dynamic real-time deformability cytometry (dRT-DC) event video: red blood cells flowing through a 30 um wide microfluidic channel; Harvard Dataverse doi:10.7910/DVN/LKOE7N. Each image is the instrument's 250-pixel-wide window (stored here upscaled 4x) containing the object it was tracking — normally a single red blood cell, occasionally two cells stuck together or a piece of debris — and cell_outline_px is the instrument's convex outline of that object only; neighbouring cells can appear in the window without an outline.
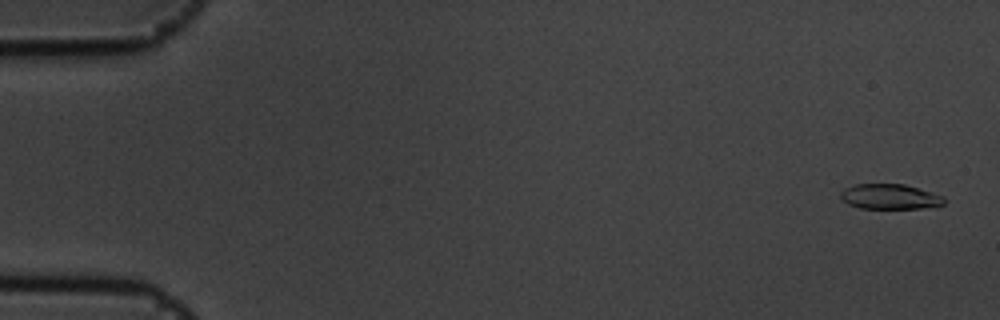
{"species": "common noctule bat (a hibernating species)", "species_latin": "Nyctalus noctula", "temperature_condition": "cold", "stored_images_in_passage": 56, "camera_frame_rate_fps": 3000, "um_per_image_px": 0.085, "animal": {"sex": "male", "body_mass_g": 19.5, "forearm_length_mm": 54.6}, "frame": {"image": 1, "passage_image": 2, "time_ms": 0.333, "image_size_px": [1000, 320], "cell_outline_px": [[944, 204], [936, 208], [860, 208], [848, 204], [840, 200], [840, 192], [844, 188], [856, 184], [904, 184], [944, 196]], "centroid_in_image_um": [75.64, 16.72], "position_along_channel_um": 9.4, "area_um2": 15.32}}
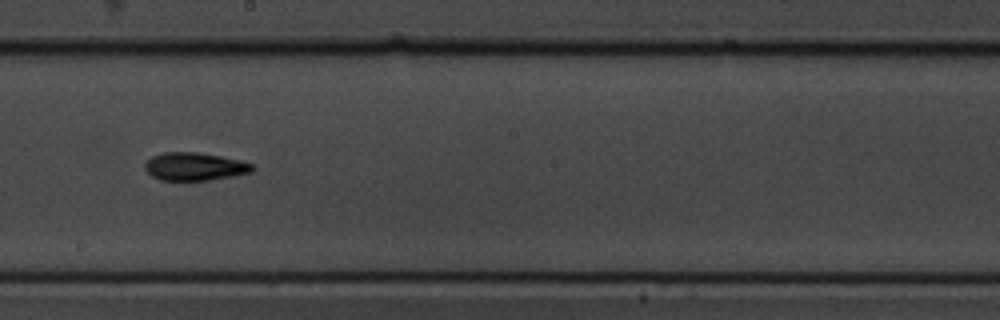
{"frame": {"image": 2, "passage_image": 32, "time_ms": 10.333, "image_size_px": [1000, 320], "cell_outline_px": [[256, 168], [252, 172], [232, 176], [208, 180], [160, 180], [152, 176], [144, 168], [144, 164], [152, 156], [164, 152], [196, 152], [220, 156], [240, 160], [252, 164]], "centroid_in_image_um": [16.55, 14.15], "position_along_channel_um": 231.7, "area_um2": 17.46}}
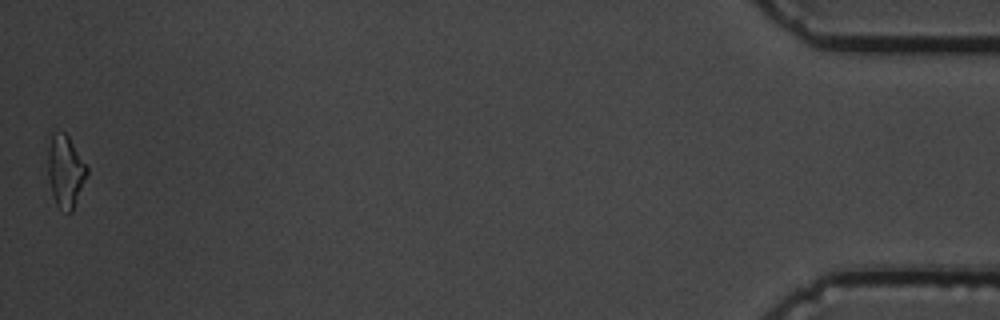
{"frame": {"image": 3, "passage_image": 56, "time_ms": 18.333, "image_size_px": [1000, 320], "cell_outline_px": [[88, 172], [72, 212], [68, 212], [60, 208], [56, 204], [52, 196], [48, 176], [48, 148], [52, 132], [64, 132], [68, 136], [88, 168]], "centroid_in_image_um": [5.54, 14.55], "position_along_channel_um": 429.7, "area_um2": 16.24}, "authors_computed_cell_mechanics": {"area_um2": 16.5308, "velocity_mm_per_s": 3.6013, "shape_relaxation_time_tau1_ms": 3.3401, "shape_relaxation_time_tau2_ms": 6.8825, "deformation_change_tau1": 0.1652, "deformation_change_tau2": 0.1668}}